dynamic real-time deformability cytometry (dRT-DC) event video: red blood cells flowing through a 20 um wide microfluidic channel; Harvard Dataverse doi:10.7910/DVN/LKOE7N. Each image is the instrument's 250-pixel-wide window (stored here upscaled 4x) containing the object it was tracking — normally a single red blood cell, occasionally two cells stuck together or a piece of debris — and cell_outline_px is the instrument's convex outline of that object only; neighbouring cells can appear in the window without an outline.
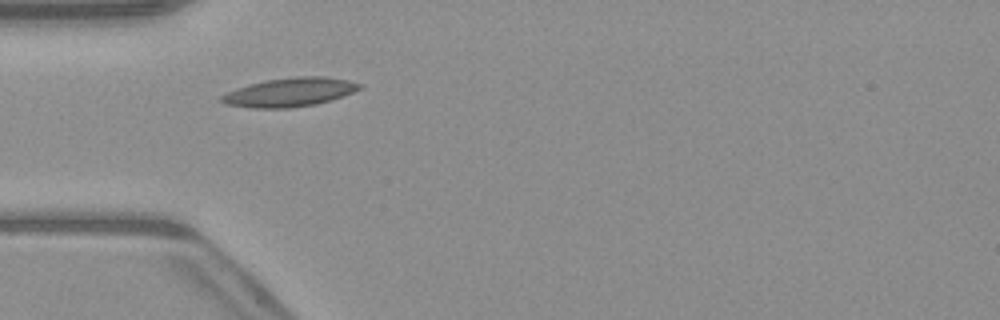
{"species": "common noctule bat (a hibernating species)", "species_latin": "Nyctalus noctula", "temperature_condition": "warm", "stored_images_in_passage": 3, "camera_frame_rate_fps": 3000, "um_per_image_px": 0.085, "animal": {"sex": "male", "body_mass_g": 23.1, "forearm_length_mm": 52.7}, "frame": {"image": 1, "passage_image": 1, "time_ms": 0.0, "image_size_px": [1000, 320], "cell_outline_px": [[364, 88], [316, 104], [292, 108], [252, 108], [224, 104], [220, 100], [220, 96], [228, 92], [252, 84], [268, 80], [296, 76], [324, 76], [348, 80], [364, 84]], "centroid_in_image_um": [24.66, 7.84], "position_along_channel_um": 60.3, "area_um2": 22.95}}
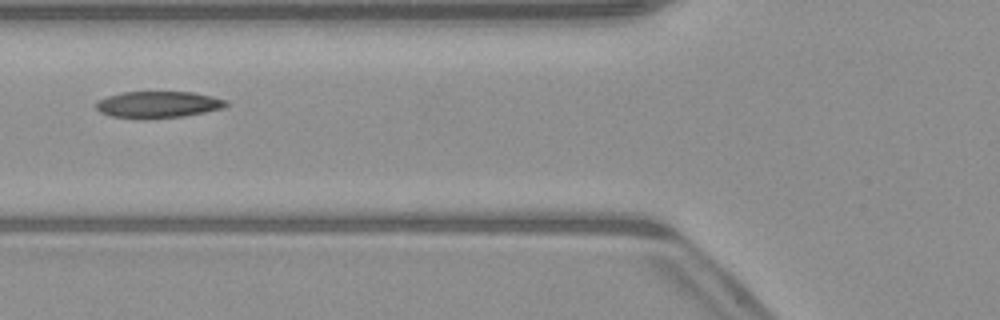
{"frame": {"image": 2, "passage_image": 2, "time_ms": 1.333, "image_size_px": [1000, 320], "cell_outline_px": [[228, 104], [224, 108], [184, 116], [112, 116], [100, 112], [96, 108], [96, 100], [120, 92], [192, 92], [212, 96], [224, 100]], "centroid_in_image_um": [13.44, 8.84], "position_along_channel_um": 112.4, "area_um2": 19.31}}
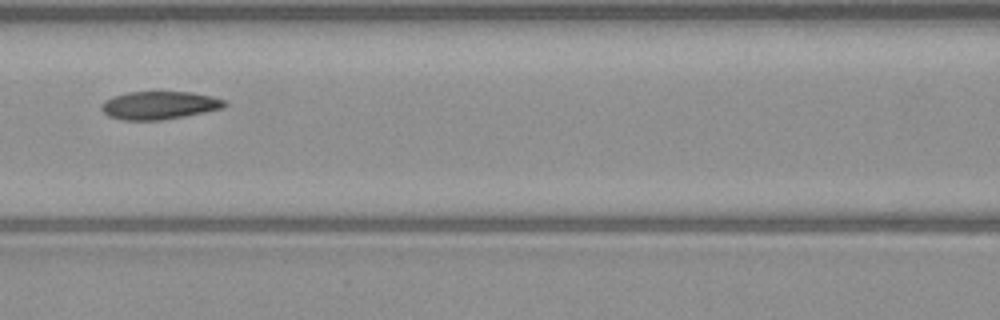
{"frame": {"image": 3, "passage_image": 3, "time_ms": 2.333, "image_size_px": [1000, 320], "cell_outline_px": [[228, 104], [224, 108], [184, 116], [160, 120], [124, 120], [108, 116], [100, 108], [100, 104], [104, 100], [112, 96], [128, 92], [188, 92], [212, 96], [224, 100]], "centroid_in_image_um": [13.51, 8.95], "position_along_channel_um": 153.1, "area_um2": 20.11}}